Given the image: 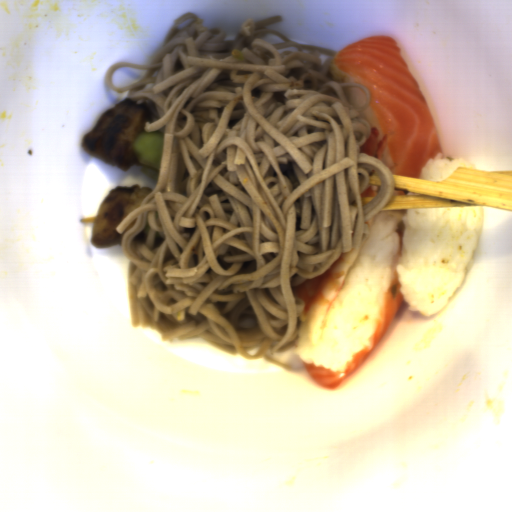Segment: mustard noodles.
Masks as SVG:
<instances>
[{"label": "mustard noodles", "instance_id": "0af2e427", "mask_svg": "<svg viewBox=\"0 0 512 512\" xmlns=\"http://www.w3.org/2000/svg\"><path fill=\"white\" fill-rule=\"evenodd\" d=\"M282 19L249 18L228 40L186 12L151 62L114 63L104 84L151 108L142 132H163L154 189L115 227L136 219L120 244L131 327L288 371L272 354L296 348L292 289L362 245L396 180L360 149L371 91L331 76L339 52L267 29ZM124 66L146 71L115 87ZM373 185L377 197L360 195Z\"/></svg>", "mask_w": 512, "mask_h": 512}]
</instances>
